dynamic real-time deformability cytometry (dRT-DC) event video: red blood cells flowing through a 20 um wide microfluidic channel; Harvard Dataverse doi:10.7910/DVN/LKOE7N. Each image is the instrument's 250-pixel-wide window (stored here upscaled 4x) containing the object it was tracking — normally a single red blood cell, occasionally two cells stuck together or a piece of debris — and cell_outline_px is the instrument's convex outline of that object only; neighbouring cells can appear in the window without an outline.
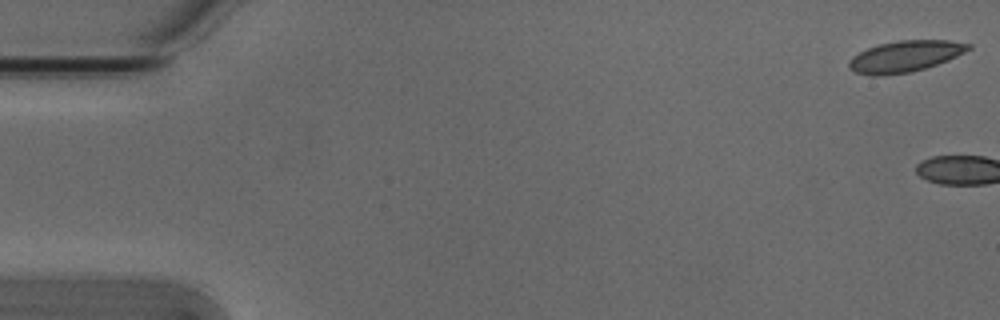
{"species": "Egyptian fruit bat (a non-hibernating species)", "species_latin": "Rousettus aegyptiacus", "temperature_condition": "cold", "stored_images_in_passage": 3, "camera_frame_rate_fps": 3000, "um_per_image_px": 0.085, "animal": {"sex": "male"}, "frame": {"image": 1, "passage_image": 1, "time_ms": 0.0, "image_size_px": [1000, 320], "cell_outline_px": [[972, 48], [948, 60], [924, 68], [908, 72], [884, 76], [868, 76], [856, 72], [848, 68], [848, 60], [852, 56], [868, 48], [880, 44], [900, 40], [948, 40], [972, 44]], "centroid_in_image_um": [76.9, 4.79], "position_along_channel_um": 8.1, "area_um2": 21.73}}